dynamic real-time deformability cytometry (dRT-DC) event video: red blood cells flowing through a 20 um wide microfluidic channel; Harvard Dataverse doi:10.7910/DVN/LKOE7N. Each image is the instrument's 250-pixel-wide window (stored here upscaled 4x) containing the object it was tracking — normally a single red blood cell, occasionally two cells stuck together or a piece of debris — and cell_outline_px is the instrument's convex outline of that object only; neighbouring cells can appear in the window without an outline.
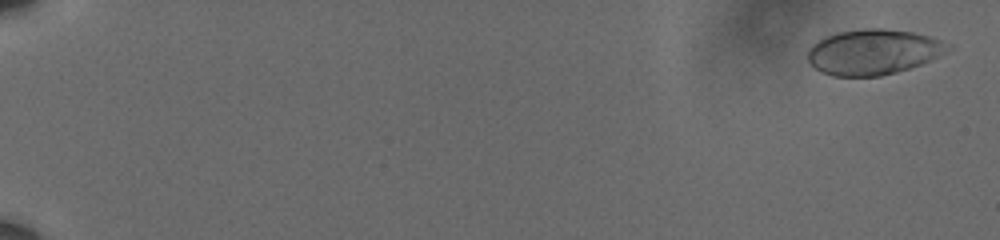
{"species": "human", "species_latin": "Homo sapiens", "temperature_condition": "cold", "stored_images_in_passage": 16, "camera_frame_rate_fps": 3000, "um_per_image_px": 0.085, "donor": {"sex": "male"}, "frame": {"image": 1, "passage_image": 2, "time_ms": 0.333, "image_size_px": [1000, 240], "cell_outline_px": [[944, 52], [920, 64], [896, 72], [880, 76], [832, 76], [820, 72], [808, 60], [808, 48], [812, 44], [824, 36], [836, 32], [864, 28], [884, 28], [912, 32], [928, 36], [940, 40]], "centroid_in_image_um": [74.09, 4.41], "position_along_channel_um": 10.9, "area_um2": 36.41}}
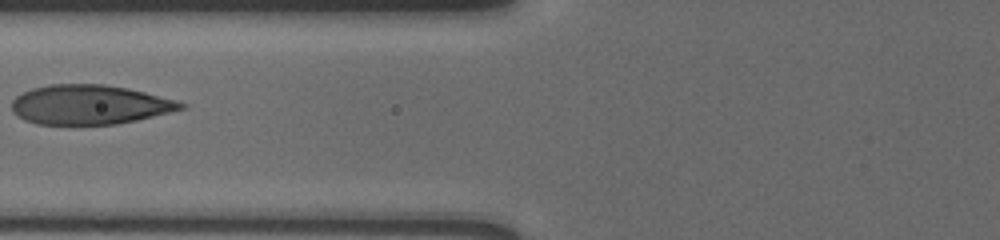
{"frame": {"image": 2, "passage_image": 14, "time_ms": 4.333, "image_size_px": [1000, 240], "cell_outline_px": [[188, 104], [184, 108], [136, 120], [116, 124], [36, 124], [24, 120], [16, 116], [12, 112], [12, 100], [16, 96], [32, 88], [52, 84], [104, 84], [128, 88], [176, 100]], "centroid_in_image_um": [7.58, 8.89], "position_along_channel_um": 118.2, "area_um2": 38.78}}
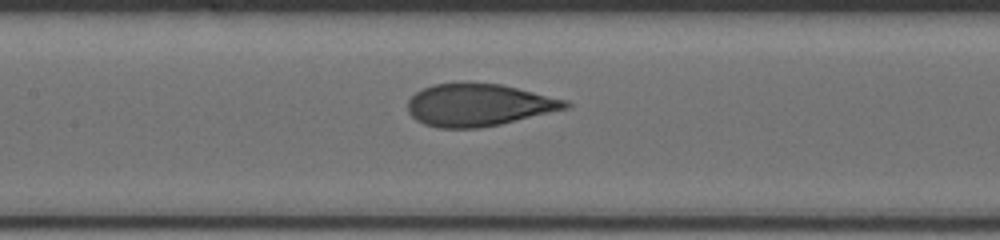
{"frame": {"image": 3, "passage_image": 16, "time_ms": 5.0, "image_size_px": [1000, 240], "cell_outline_px": [[572, 104], [568, 108], [500, 124], [480, 128], [436, 128], [424, 124], [416, 120], [408, 112], [408, 100], [416, 92], [432, 84], [464, 80], [500, 84], [568, 100]], "centroid_in_image_um": [40.65, 8.89], "position_along_channel_um": 166.7, "area_um2": 39.48}}